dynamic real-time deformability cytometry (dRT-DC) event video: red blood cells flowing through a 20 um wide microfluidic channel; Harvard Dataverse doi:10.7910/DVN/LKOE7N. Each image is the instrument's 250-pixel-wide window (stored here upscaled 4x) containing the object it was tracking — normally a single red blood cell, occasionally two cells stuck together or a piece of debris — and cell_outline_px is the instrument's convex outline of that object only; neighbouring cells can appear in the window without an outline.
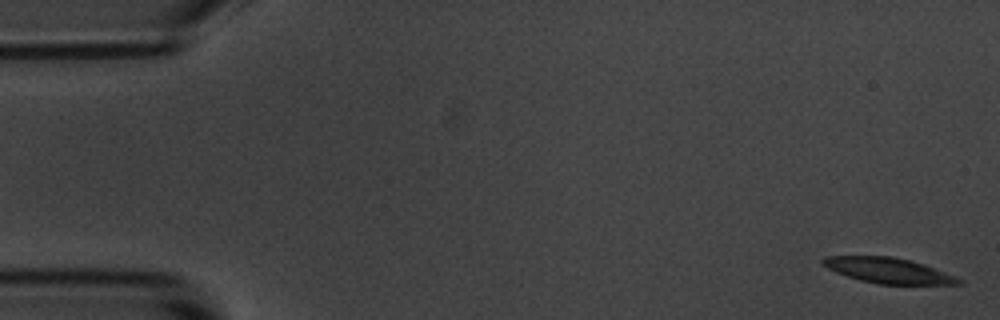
{"species": "common noctule bat (a hibernating species)", "species_latin": "Nyctalus noctula", "temperature_condition": "room temperature", "stored_images_in_passage": 55, "camera_frame_rate_fps": 3000, "um_per_image_px": 0.085, "animal": {"sex": "male", "body_mass_g": 20.1, "forearm_length_mm": 53.5}, "frame": {"image": 1, "passage_image": 1, "time_ms": 0.0, "image_size_px": [1000, 320], "cell_outline_px": [[964, 284], [880, 284], [860, 280], [836, 272], [820, 264], [820, 260], [824, 256], [892, 256], [924, 264], [964, 280]], "centroid_in_image_um": [75.48, 22.98], "position_along_channel_um": 9.5, "area_um2": 20.0}}
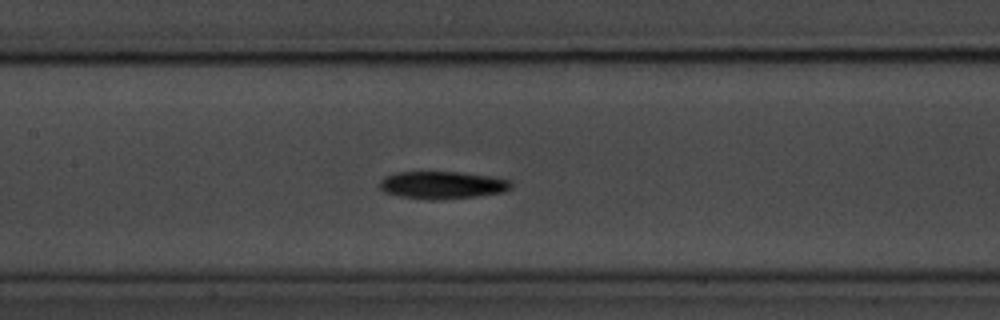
{"frame": {"image": 2, "passage_image": 25, "time_ms": 8.0, "image_size_px": [1000, 320], "cell_outline_px": [[512, 188], [504, 192], [476, 196], [436, 200], [428, 200], [400, 196], [384, 192], [380, 188], [380, 180], [384, 176], [396, 172], [460, 172], [492, 176], [512, 180]], "centroid_in_image_um": [37.61, 15.72], "position_along_channel_um": 169.8, "area_um2": 21.27}}
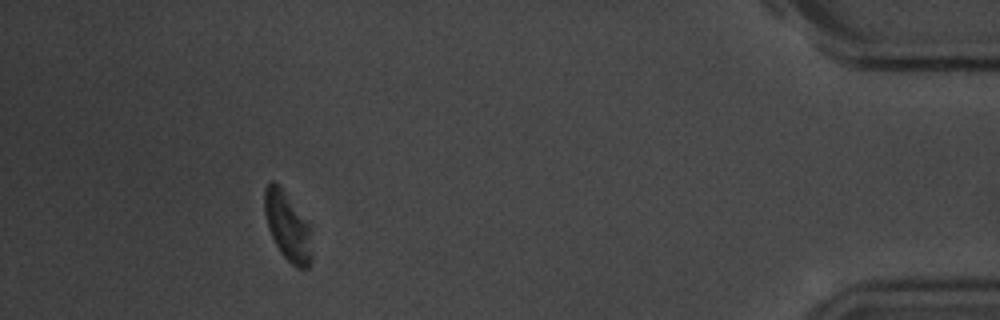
{"frame": {"image": 3, "passage_image": 50, "time_ms": 16.333, "image_size_px": [1000, 320], "cell_outline_px": [[312, 260], [308, 268], [296, 268], [280, 252], [268, 228], [264, 212], [264, 188], [272, 180], [280, 188], [308, 224], [312, 252]], "centroid_in_image_um": [24.43, 19.3], "position_along_channel_um": 410.8, "area_um2": 18.26}, "authors_computed_cell_mechanics": {"area_um2": 20.4034, "velocity_mm_per_s": 3.6056, "shape_relaxation_time_tau1_ms": 2.6063, "shape_relaxation_time_tau2_ms": null, "deformation_change_tau1": 0.1697, "deformation_change_tau2": null}}